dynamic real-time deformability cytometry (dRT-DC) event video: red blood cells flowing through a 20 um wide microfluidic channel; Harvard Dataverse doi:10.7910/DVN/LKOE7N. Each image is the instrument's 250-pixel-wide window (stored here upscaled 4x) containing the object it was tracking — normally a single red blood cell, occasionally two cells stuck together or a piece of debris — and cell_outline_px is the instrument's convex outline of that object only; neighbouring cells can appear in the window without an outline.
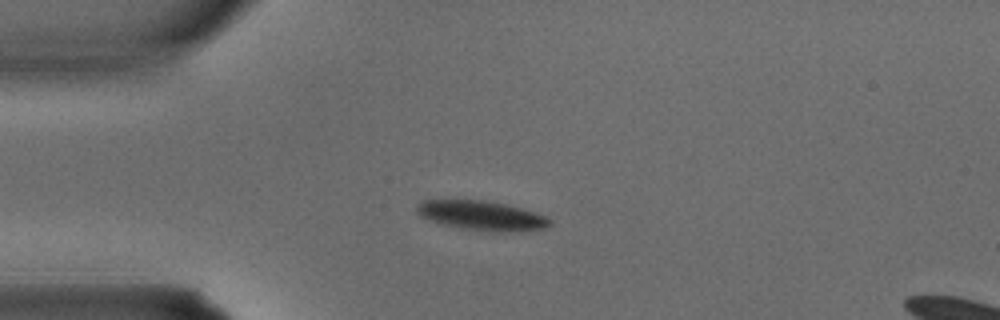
{"species": "common noctule bat (a hibernating species)", "species_latin": "Nyctalus noctula", "temperature_condition": "warm", "stored_images_in_passage": 1, "camera_frame_rate_fps": 3000, "um_per_image_px": 0.085, "animal": {"sex": "male", "body_mass_g": 15.6}, "frame": {"image": 1, "passage_image": 1, "time_ms": 0.0, "image_size_px": [1000, 320], "cell_outline_px": [[552, 224], [544, 228], [500, 232], [460, 228], [440, 224], [420, 216], [416, 212], [416, 204], [424, 200], [480, 200], [508, 204], [536, 212], [552, 220]], "centroid_in_image_um": [40.91, 18.31], "position_along_channel_um": 44.1, "area_um2": 22.77}}